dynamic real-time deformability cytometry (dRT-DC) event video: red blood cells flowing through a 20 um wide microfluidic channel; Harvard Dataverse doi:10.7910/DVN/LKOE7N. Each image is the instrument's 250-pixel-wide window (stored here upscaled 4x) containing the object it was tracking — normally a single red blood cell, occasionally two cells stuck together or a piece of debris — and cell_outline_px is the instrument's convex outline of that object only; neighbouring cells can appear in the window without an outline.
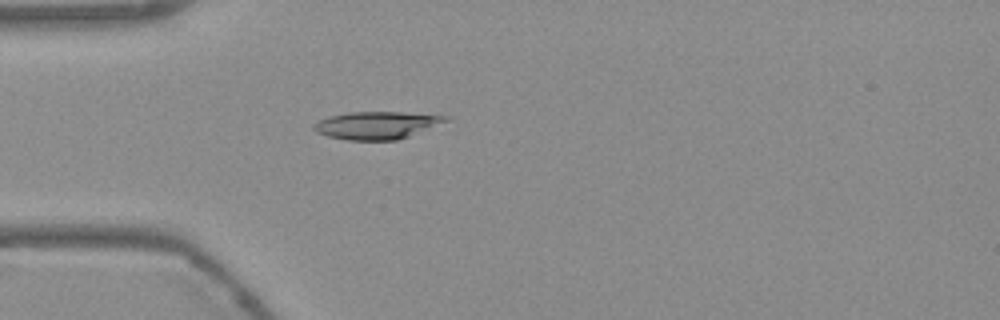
{"species": "Egyptian fruit bat (a non-hibernating species)", "species_latin": "Rousettus aegyptiacus", "temperature_condition": "warm", "stored_images_in_passage": 40, "camera_frame_rate_fps": 3000, "um_per_image_px": 0.085, "frame": {"image": 1, "passage_image": 1, "time_ms": 0.0, "image_size_px": [1000, 320], "cell_outline_px": [[452, 120], [408, 136], [396, 140], [348, 140], [328, 136], [316, 132], [312, 128], [312, 124], [328, 116], [348, 112], [400, 112], [448, 116]], "centroid_in_image_um": [32.01, 10.64], "position_along_channel_um": 53.0, "area_um2": 21.15}}
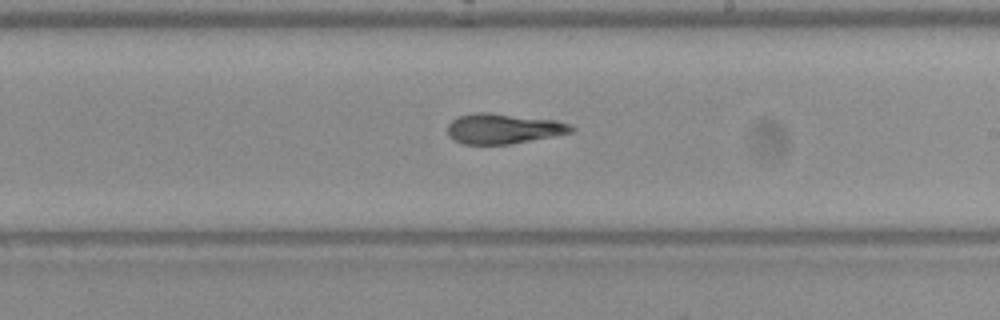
{"frame": {"image": 2, "passage_image": 17, "time_ms": 5.333, "image_size_px": [1000, 320], "cell_outline_px": [[576, 128], [572, 132], [552, 136], [508, 144], [460, 144], [452, 140], [448, 136], [448, 124], [456, 116], [476, 112], [488, 112], [556, 120], [568, 124]], "centroid_in_image_um": [42.72, 10.93], "position_along_channel_um": 246.3, "area_um2": 21.79}}
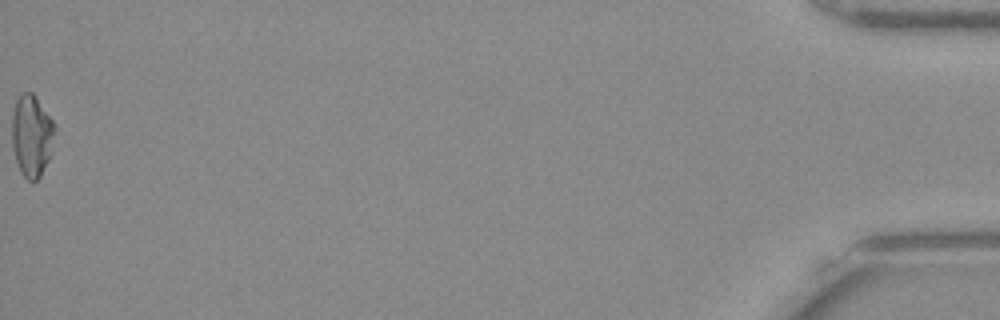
{"frame": {"image": 3, "passage_image": 40, "time_ms": 13.0, "image_size_px": [1000, 320], "cell_outline_px": [[56, 128], [48, 160], [40, 176], [36, 180], [28, 180], [20, 172], [12, 148], [12, 116], [16, 100], [20, 92], [32, 92], [52, 120]], "centroid_in_image_um": [2.67, 11.52], "position_along_channel_um": 432.5, "area_um2": 20.23}, "authors_computed_cell_mechanics": {"area_um2": 21.8484, "velocity_mm_per_s": 3.7638, "shape_relaxation_time_tau1_ms": 5.8121, "shape_relaxation_time_tau2_ms": 2.3262, "deformation_change_tau1": 0.2112, "deformation_change_tau2": 0.1086}}